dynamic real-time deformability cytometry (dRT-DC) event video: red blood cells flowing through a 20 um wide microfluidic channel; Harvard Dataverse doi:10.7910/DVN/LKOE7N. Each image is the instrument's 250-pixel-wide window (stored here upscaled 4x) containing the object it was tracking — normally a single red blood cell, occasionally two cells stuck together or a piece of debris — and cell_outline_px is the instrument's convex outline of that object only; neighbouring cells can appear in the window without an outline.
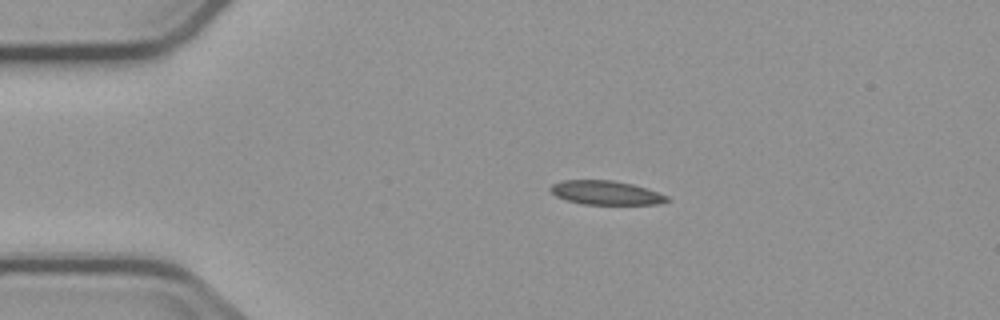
{"species": "common noctule bat (a hibernating species)", "species_latin": "Nyctalus noctula", "temperature_condition": "cold", "stored_images_in_passage": 6, "camera_frame_rate_fps": 3000, "um_per_image_px": 0.085, "animal": {"sex": "male", "body_mass_g": 23.1, "forearm_length_mm": 52.7}, "frame": {"image": 1, "passage_image": 1, "time_ms": 0.0, "image_size_px": [1000, 320], "cell_outline_px": [[668, 200], [656, 204], [584, 204], [568, 200], [556, 196], [548, 188], [552, 184], [564, 180], [612, 180], [632, 184], [668, 196]], "centroid_in_image_um": [51.45, 16.37], "position_along_channel_um": 33.5, "area_um2": 15.95}}
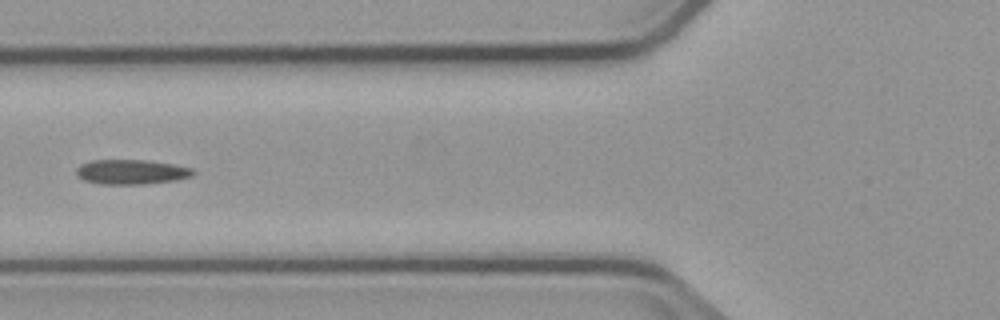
{"frame": {"image": 2, "passage_image": 3, "time_ms": 3.333, "image_size_px": [1000, 320], "cell_outline_px": [[196, 172], [192, 176], [176, 180], [144, 184], [100, 184], [84, 180], [76, 176], [76, 168], [80, 164], [92, 160], [144, 160], [172, 164], [192, 168]], "centroid_in_image_um": [11.14, 14.61], "position_along_channel_um": 114.7, "area_um2": 16.88}}
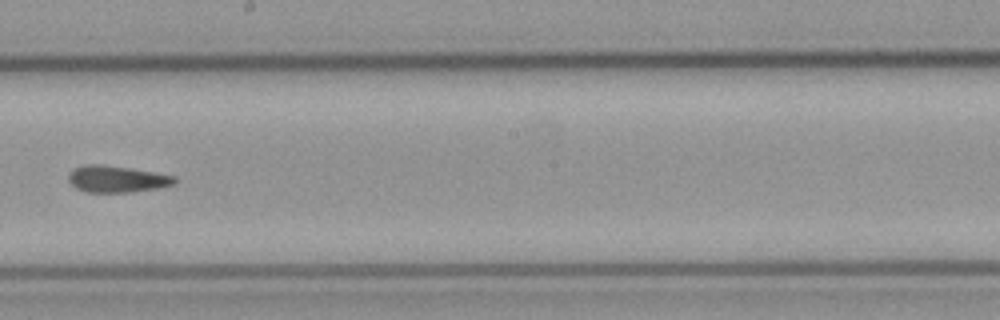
{"frame": {"image": 3, "passage_image": 6, "time_ms": 6.667, "image_size_px": [1000, 320], "cell_outline_px": [[176, 184], [160, 188], [132, 192], [84, 192], [76, 188], [68, 180], [68, 176], [72, 168], [84, 164], [100, 164], [128, 168], [176, 176]], "centroid_in_image_um": [9.92, 15.22], "position_along_channel_um": 238.3, "area_um2": 16.59}}